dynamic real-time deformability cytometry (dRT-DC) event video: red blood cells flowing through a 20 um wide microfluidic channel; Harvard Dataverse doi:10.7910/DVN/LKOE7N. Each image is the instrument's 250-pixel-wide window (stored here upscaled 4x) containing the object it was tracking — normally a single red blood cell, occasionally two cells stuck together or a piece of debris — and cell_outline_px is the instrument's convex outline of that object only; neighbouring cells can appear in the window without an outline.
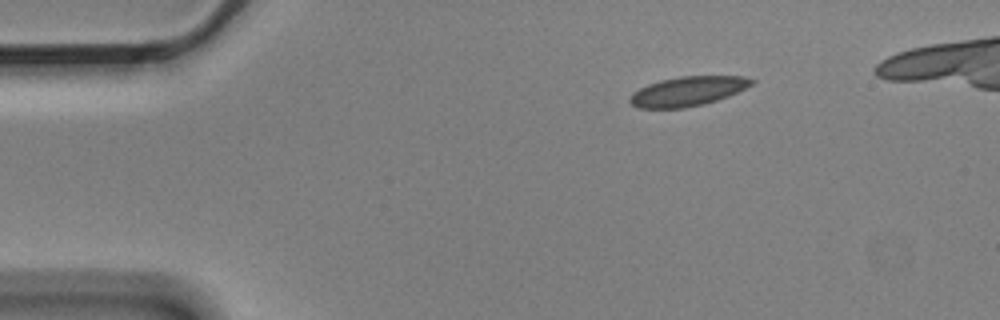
{"species": "Egyptian fruit bat (a non-hibernating species)", "species_latin": "Rousettus aegyptiacus", "temperature_condition": "cold", "stored_images_in_passage": 3, "camera_frame_rate_fps": 3000, "um_per_image_px": 0.085, "animal": {"sex": "male"}, "frame": {"image": 1, "passage_image": 1, "time_ms": 0.0, "image_size_px": [1000, 320], "cell_outline_px": [[756, 80], [752, 84], [728, 96], [704, 104], [684, 108], [636, 108], [628, 100], [628, 96], [632, 92], [648, 84], [660, 80], [680, 76], [744, 76]], "centroid_in_image_um": [58.41, 7.76], "position_along_channel_um": 26.6, "area_um2": 20.92}}